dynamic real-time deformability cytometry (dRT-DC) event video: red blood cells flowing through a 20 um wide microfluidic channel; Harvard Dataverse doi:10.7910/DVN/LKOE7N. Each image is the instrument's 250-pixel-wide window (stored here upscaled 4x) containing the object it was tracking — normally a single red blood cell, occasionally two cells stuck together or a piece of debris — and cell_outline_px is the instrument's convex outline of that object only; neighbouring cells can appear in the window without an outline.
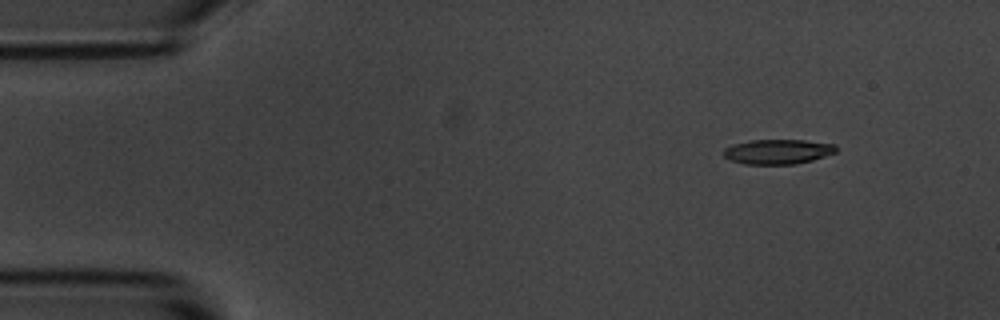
{"species": "common noctule bat (a hibernating species)", "species_latin": "Nyctalus noctula", "temperature_condition": "room temperature", "stored_images_in_passage": 10, "camera_frame_rate_fps": 3000, "um_per_image_px": 0.085, "animal": {"sex": "male", "body_mass_g": 20.1, "forearm_length_mm": 53.5}, "frame": {"image": 1, "passage_image": 1, "time_ms": 0.0, "image_size_px": [1000, 320], "cell_outline_px": [[836, 152], [812, 160], [796, 164], [744, 164], [728, 160], [724, 156], [724, 148], [732, 144], [752, 140], [804, 140], [836, 144]], "centroid_in_image_um": [66.09, 12.89], "position_along_channel_um": 18.9, "area_um2": 16.3}}
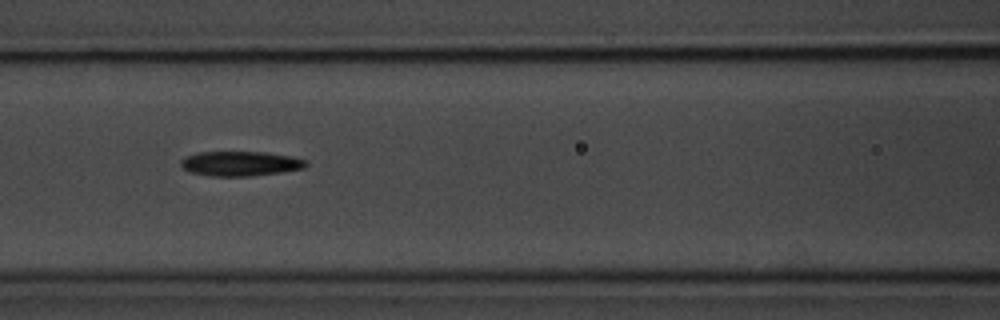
{"frame": {"image": 2, "passage_image": 6, "time_ms": 5.667, "image_size_px": [1000, 320], "cell_outline_px": [[308, 164], [304, 168], [280, 172], [248, 176], [212, 176], [188, 172], [180, 164], [180, 160], [196, 152], [264, 152], [292, 156], [308, 160]], "centroid_in_image_um": [20.44, 13.9], "position_along_channel_um": 146.2, "area_um2": 18.03}}
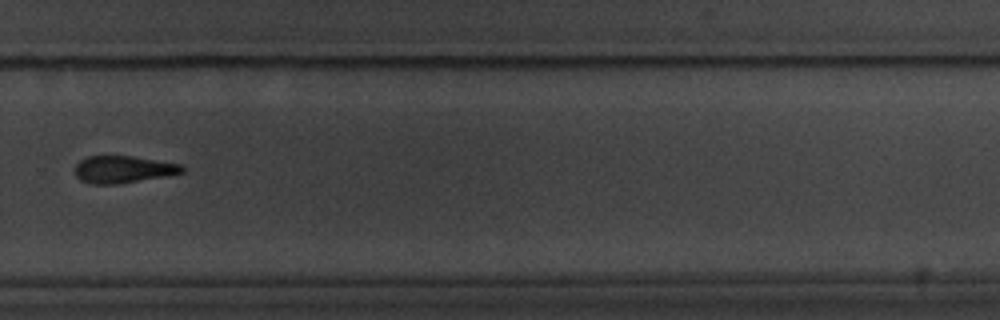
{"frame": {"image": 3, "passage_image": 10, "time_ms": 10.333, "image_size_px": [1000, 320], "cell_outline_px": [[184, 172], [164, 176], [120, 184], [92, 184], [80, 180], [76, 176], [76, 164], [80, 160], [88, 156], [132, 156], [184, 164]], "centroid_in_image_um": [10.49, 14.39], "position_along_channel_um": 319.3, "area_um2": 16.99}}